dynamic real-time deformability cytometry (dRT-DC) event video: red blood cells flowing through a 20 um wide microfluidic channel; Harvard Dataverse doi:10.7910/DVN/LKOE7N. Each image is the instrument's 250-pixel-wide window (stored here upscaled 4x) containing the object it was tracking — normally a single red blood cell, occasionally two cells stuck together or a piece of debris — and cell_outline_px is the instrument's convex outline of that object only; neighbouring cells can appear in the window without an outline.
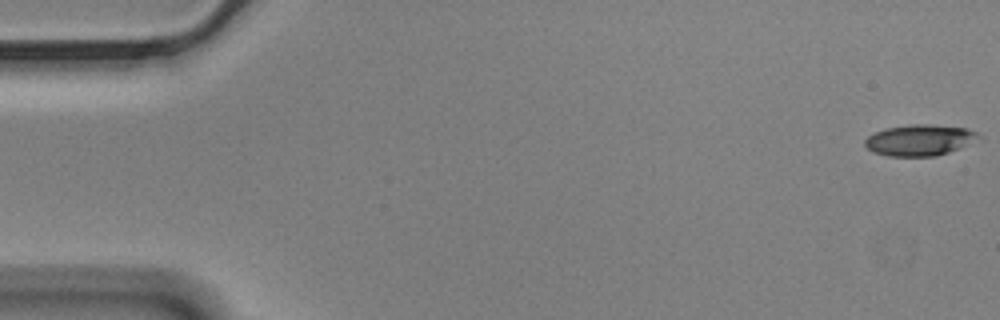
{"species": "Egyptian fruit bat (a non-hibernating species)", "species_latin": "Rousettus aegyptiacus", "temperature_condition": "cold", "stored_images_in_passage": 58, "camera_frame_rate_fps": 3000, "um_per_image_px": 0.085, "animal": {"sex": "male"}, "frame": {"image": 1, "passage_image": 1, "time_ms": 0.0, "image_size_px": [1000, 320], "cell_outline_px": [[984, 140], [936, 156], [888, 156], [872, 152], [864, 144], [864, 140], [868, 136], [876, 132], [888, 128], [912, 124], [928, 124], [968, 128], [984, 136]], "centroid_in_image_um": [78.27, 11.91], "position_along_channel_um": 6.7, "area_um2": 20.92}}
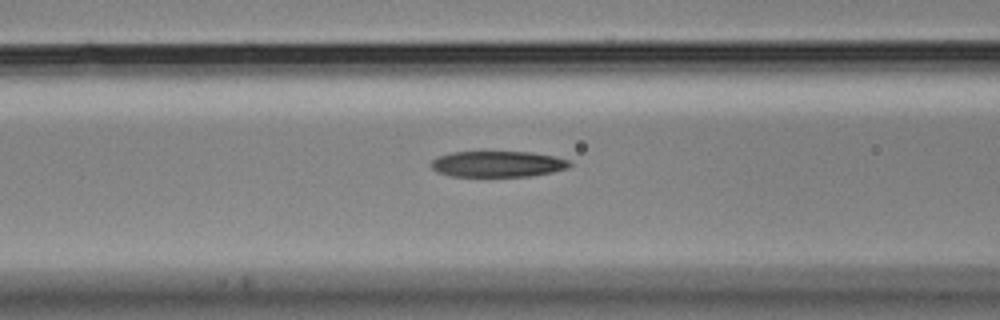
{"frame": {"image": 2, "passage_image": 23, "time_ms": 7.333, "image_size_px": [1000, 320], "cell_outline_px": [[572, 164], [568, 168], [552, 172], [532, 176], [448, 176], [436, 172], [428, 164], [432, 160], [440, 156], [452, 152], [532, 152], [556, 156], [568, 160]], "centroid_in_image_um": [42.3, 13.94], "position_along_channel_um": 124.3, "area_um2": 21.1}}
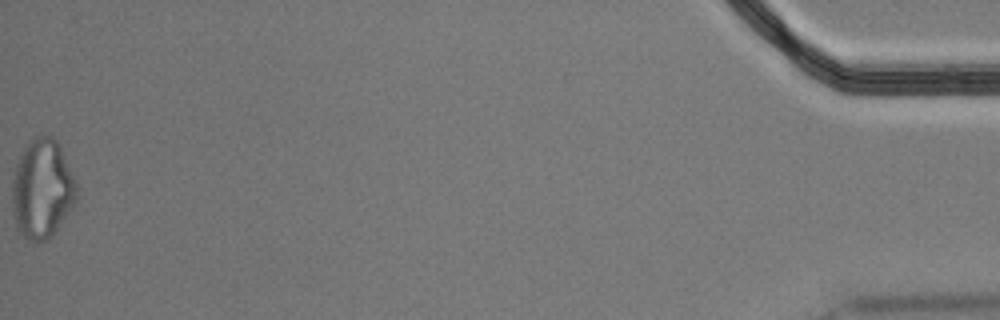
{"frame": {"image": 3, "passage_image": 58, "time_ms": 19.0, "image_size_px": [1000, 320], "cell_outline_px": [[76, 200], [48, 240], [28, 240], [16, 228], [12, 208], [12, 180], [16, 164], [24, 148], [40, 132], [52, 136], [56, 140], [60, 148], [76, 184]], "centroid_in_image_um": [3.54, 16.04], "position_along_channel_um": 431.7, "area_um2": 36.65}, "authors_computed_cell_mechanics": {"area_um2": 22.1085, "velocity_mm_per_s": 3.4831, "shape_relaxation_time_tau1_ms": null, "shape_relaxation_time_tau2_ms": 6.4119, "deformation_change_tau1": null, "deformation_change_tau2": 0.1706}}